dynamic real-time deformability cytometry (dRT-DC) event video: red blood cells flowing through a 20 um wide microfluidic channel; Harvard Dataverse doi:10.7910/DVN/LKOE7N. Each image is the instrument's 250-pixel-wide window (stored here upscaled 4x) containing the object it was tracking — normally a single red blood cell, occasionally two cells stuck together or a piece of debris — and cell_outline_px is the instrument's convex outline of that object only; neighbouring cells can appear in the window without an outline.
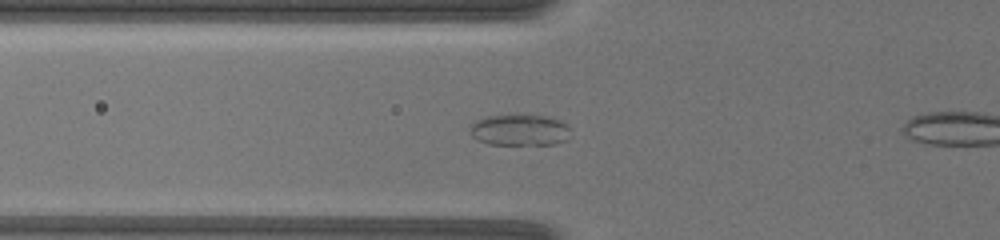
{"species": "common noctule bat (a hibernating species)", "species_latin": "Nyctalus noctula", "temperature_condition": "warm", "stored_images_in_passage": 36, "camera_frame_rate_fps": 3000, "um_per_image_px": 0.085, "animal": {"sex": "female", "body_mass_g": 19.5, "forearm_length_mm": 54.1}, "frame": {"image": 1, "passage_image": 2, "time_ms": 0.667, "image_size_px": [1000, 240], "cell_outline_px": [[568, 140], [556, 144], [488, 144], [472, 136], [472, 124], [476, 120], [488, 116], [544, 116], [560, 120], [568, 124]], "centroid_in_image_um": [44.22, 11.07], "position_along_channel_um": 81.6, "area_um2": 17.86}}
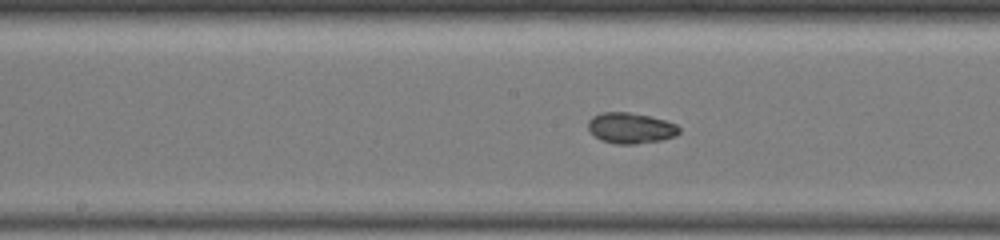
{"frame": {"image": 2, "passage_image": 11, "time_ms": 3.333, "image_size_px": [1000, 240], "cell_outline_px": [[680, 132], [676, 136], [660, 140], [636, 144], [616, 144], [600, 140], [588, 128], [588, 120], [592, 116], [600, 112], [628, 112], [652, 116], [676, 124], [680, 128]], "centroid_in_image_um": [53.61, 10.88], "position_along_channel_um": 194.6, "area_um2": 16.42}}
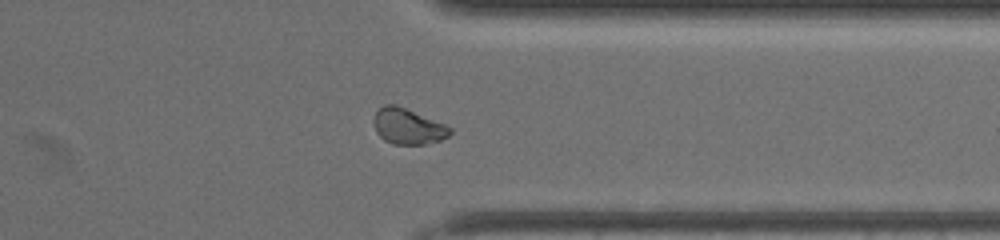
{"frame": {"image": 3, "passage_image": 26, "time_ms": 7.667, "image_size_px": [1000, 240], "cell_outline_px": [[452, 132], [448, 136], [440, 140], [424, 144], [392, 144], [384, 140], [376, 132], [376, 112], [384, 104], [396, 104], [444, 124], [452, 128]], "centroid_in_image_um": [34.7, 10.75], "position_along_channel_um": 376.7, "area_um2": 15.55}}